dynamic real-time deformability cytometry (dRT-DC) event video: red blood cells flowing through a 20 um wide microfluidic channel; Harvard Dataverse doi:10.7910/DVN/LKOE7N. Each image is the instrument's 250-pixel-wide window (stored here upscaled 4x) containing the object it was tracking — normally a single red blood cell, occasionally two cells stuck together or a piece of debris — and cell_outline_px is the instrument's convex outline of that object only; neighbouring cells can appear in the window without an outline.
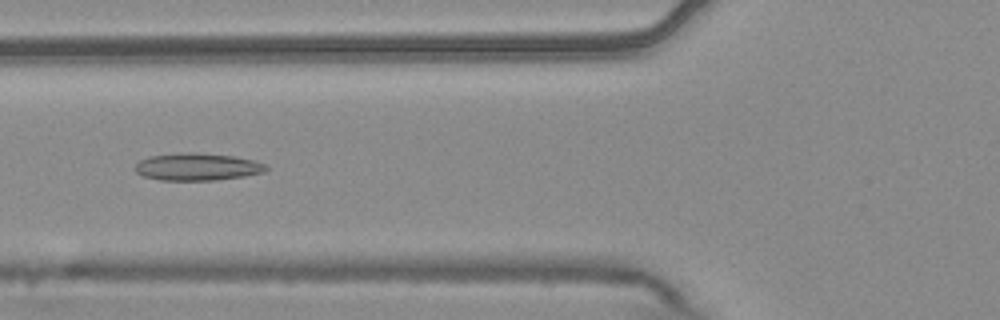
{"species": "common noctule bat (a hibernating species)", "species_latin": "Nyctalus noctula", "temperature_condition": "warm", "stored_images_in_passage": 5, "camera_frame_rate_fps": 3000, "um_per_image_px": 0.085, "animal": {"sex": "male", "body_mass_g": 20.4}, "frame": {"image": 1, "passage_image": 5, "time_ms": 1.333, "image_size_px": [1000, 320], "cell_outline_px": [[268, 168], [264, 172], [244, 176], [216, 180], [160, 180], [144, 176], [136, 172], [136, 164], [140, 160], [148, 156], [188, 152], [192, 152], [232, 156], [252, 160], [264, 164]], "centroid_in_image_um": [16.75, 14.18], "position_along_channel_um": 109.0, "area_um2": 20.63}}